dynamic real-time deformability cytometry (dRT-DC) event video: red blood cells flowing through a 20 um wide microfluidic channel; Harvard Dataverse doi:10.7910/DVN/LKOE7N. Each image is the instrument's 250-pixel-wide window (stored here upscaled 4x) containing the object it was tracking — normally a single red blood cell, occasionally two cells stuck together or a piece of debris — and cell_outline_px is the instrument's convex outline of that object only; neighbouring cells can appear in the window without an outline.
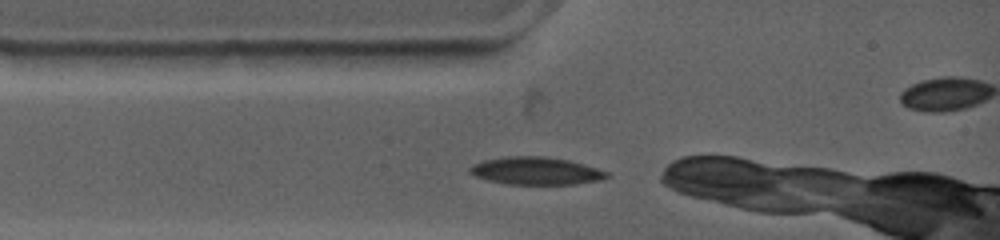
{"species": "common noctule bat (a hibernating species)", "species_latin": "Nyctalus noctula", "temperature_condition": "warm", "stored_images_in_passage": 28, "camera_frame_rate_fps": 4500, "um_per_image_px": 0.085, "animal": {"sex": "female", "body_mass_g": 19.0, "forearm_length_mm": 53.3}, "frame": {"image": 1, "passage_image": 1, "time_ms": 0.0, "image_size_px": [1000, 240], "cell_outline_px": [[612, 176], [600, 180], [576, 184], [508, 184], [488, 180], [476, 176], [468, 172], [468, 168], [472, 164], [484, 160], [508, 156], [544, 156], [568, 160], [584, 164], [608, 172]], "centroid_in_image_um": [45.56, 14.52], "position_along_channel_um": 39.4, "area_um2": 22.08}}
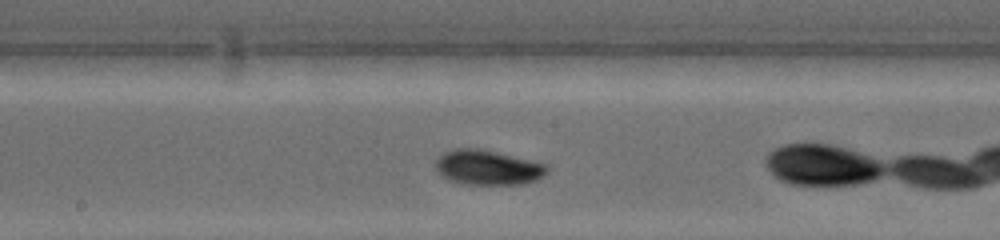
{"frame": {"image": 2, "passage_image": 13, "time_ms": 4.444, "image_size_px": [1000, 240], "cell_outline_px": [[548, 168], [536, 180], [520, 184], [460, 184], [448, 180], [436, 168], [436, 160], [444, 152], [456, 148], [480, 148], [548, 164]], "centroid_in_image_um": [41.44, 14.23], "position_along_channel_um": 206.8, "area_um2": 22.43}, "authors_computed_cell_mechanics": {"area_um2": 21.5883, "velocity_mm_per_s": 3.7711, "shape_relaxation_time_tau1_ms": 2.9191, "shape_relaxation_time_tau2_ms": null, "deformation_change_tau1": 0.1412, "deformation_change_tau2": null}}